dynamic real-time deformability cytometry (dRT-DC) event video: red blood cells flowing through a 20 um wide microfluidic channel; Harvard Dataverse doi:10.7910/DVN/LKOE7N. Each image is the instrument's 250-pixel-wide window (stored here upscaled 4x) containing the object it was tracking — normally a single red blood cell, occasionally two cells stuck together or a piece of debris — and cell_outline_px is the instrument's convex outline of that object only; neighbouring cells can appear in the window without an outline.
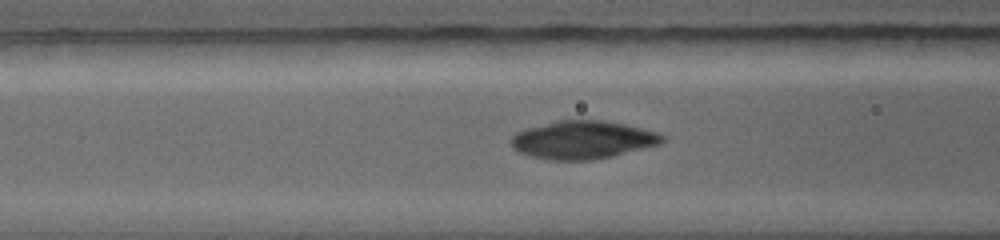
{"species": "common noctule bat (a hibernating species)", "species_latin": "Nyctalus noctula", "temperature_condition": "warm", "stored_images_in_passage": 40, "camera_frame_rate_fps": 5000, "um_per_image_px": 0.085, "animal": {"sex": "female", "body_mass_g": 19.0, "forearm_length_mm": 56.7}, "frame": {"image": 1, "passage_image": 6, "time_ms": 1.0, "image_size_px": [1000, 240], "cell_outline_px": [[664, 140], [660, 144], [612, 156], [592, 160], [552, 160], [532, 156], [520, 152], [512, 148], [508, 140], [516, 132], [524, 128], [556, 120], [604, 120], [624, 124], [656, 132], [664, 136]], "centroid_in_image_um": [49.47, 11.88], "position_along_channel_um": 117.1, "area_um2": 33.58}}
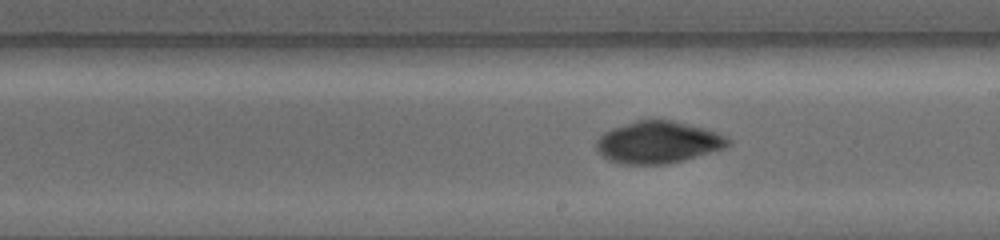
{"frame": {"image": 2, "passage_image": 19, "time_ms": 3.6, "image_size_px": [1000, 240], "cell_outline_px": [[732, 144], [728, 148], [684, 160], [664, 164], [620, 164], [608, 160], [596, 148], [596, 140], [604, 132], [636, 120], [672, 120], [704, 128], [716, 132], [732, 140]], "centroid_in_image_um": [55.98, 12.1], "position_along_channel_um": 233.0, "area_um2": 32.25}}
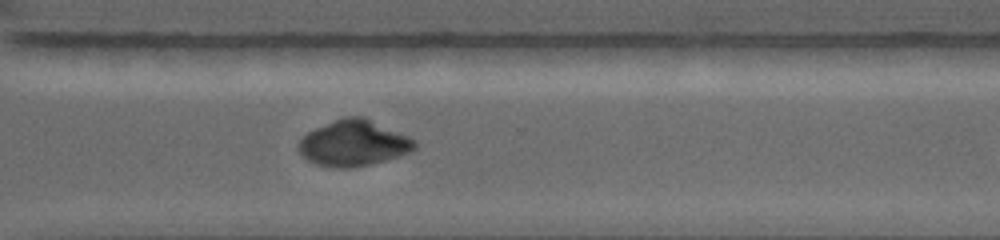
{"frame": {"image": 3, "passage_image": 31, "time_ms": 6.0, "image_size_px": [1000, 240], "cell_outline_px": [[416, 148], [400, 156], [372, 164], [352, 168], [332, 168], [316, 164], [308, 160], [300, 152], [300, 140], [308, 132], [316, 128], [344, 116], [364, 116], [408, 136], [416, 140]], "centroid_in_image_um": [30.09, 12.18], "position_along_channel_um": 340.5, "area_um2": 30.92}}